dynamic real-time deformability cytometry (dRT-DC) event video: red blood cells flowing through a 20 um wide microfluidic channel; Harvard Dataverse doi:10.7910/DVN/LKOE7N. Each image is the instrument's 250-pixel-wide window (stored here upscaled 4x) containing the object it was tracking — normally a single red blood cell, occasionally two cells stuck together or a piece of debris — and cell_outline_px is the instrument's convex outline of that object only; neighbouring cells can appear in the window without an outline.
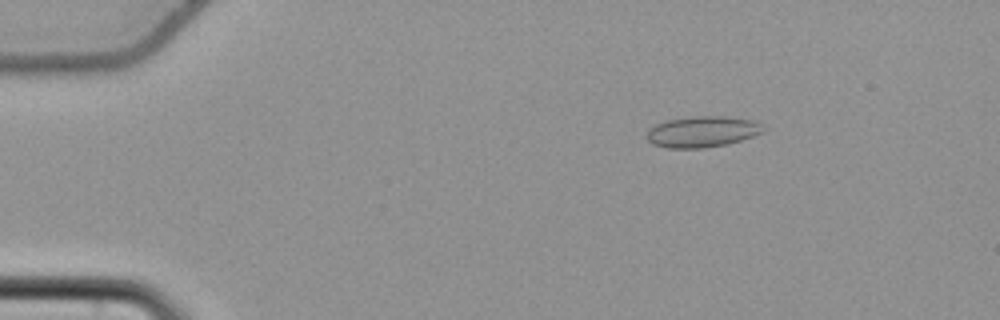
{"species": "common noctule bat (a hibernating species)", "species_latin": "Nyctalus noctula", "temperature_condition": "cold", "stored_images_in_passage": 56, "camera_frame_rate_fps": 3000, "um_per_image_px": 0.085, "animal": {"sex": "female", "body_mass_g": 22.7, "forearm_length_mm": 54.2}, "frame": {"image": 1, "passage_image": 10, "time_ms": 3.0, "image_size_px": [1000, 320], "cell_outline_px": [[764, 132], [728, 144], [704, 148], [668, 148], [652, 144], [648, 140], [648, 132], [656, 124], [668, 120], [696, 116], [724, 116], [756, 120], [764, 124]], "centroid_in_image_um": [59.76, 11.19], "position_along_channel_um": 25.2, "area_um2": 21.04}}
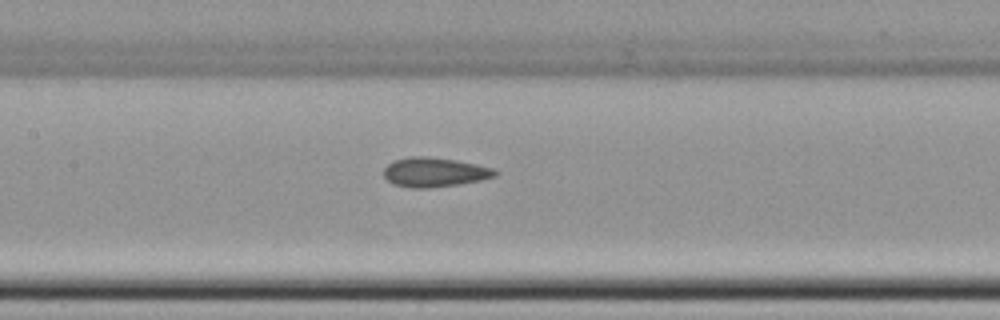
{"frame": {"image": 2, "passage_image": 28, "time_ms": 9.0, "image_size_px": [1000, 320], "cell_outline_px": [[500, 172], [496, 176], [480, 180], [456, 184], [428, 188], [412, 188], [392, 184], [384, 176], [384, 168], [388, 164], [396, 160], [412, 156], [428, 156], [456, 160], [476, 164], [492, 168]], "centroid_in_image_um": [36.93, 14.63], "position_along_channel_um": 170.5, "area_um2": 18.96}}
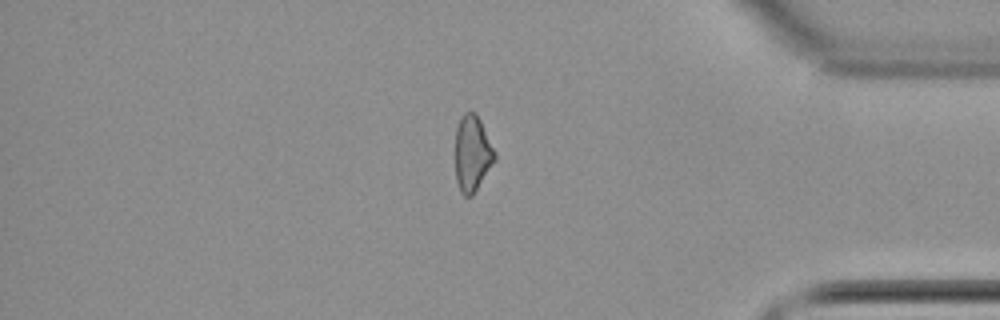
{"frame": {"image": 3, "passage_image": 48, "time_ms": 15.667, "image_size_px": [1000, 320], "cell_outline_px": [[496, 160], [472, 196], [464, 196], [460, 192], [456, 180], [456, 128], [460, 116], [464, 112], [476, 112], [496, 152]], "centroid_in_image_um": [40.15, 13.04], "position_along_channel_um": 395.0, "area_um2": 17.57}, "authors_computed_cell_mechanics": {"area_um2": 18.9295, "velocity_mm_per_s": 3.7643, "shape_relaxation_time_tau1_ms": null, "shape_relaxation_time_tau2_ms": 9.017, "deformation_change_tau1": null, "deformation_change_tau2": 0.1582}}